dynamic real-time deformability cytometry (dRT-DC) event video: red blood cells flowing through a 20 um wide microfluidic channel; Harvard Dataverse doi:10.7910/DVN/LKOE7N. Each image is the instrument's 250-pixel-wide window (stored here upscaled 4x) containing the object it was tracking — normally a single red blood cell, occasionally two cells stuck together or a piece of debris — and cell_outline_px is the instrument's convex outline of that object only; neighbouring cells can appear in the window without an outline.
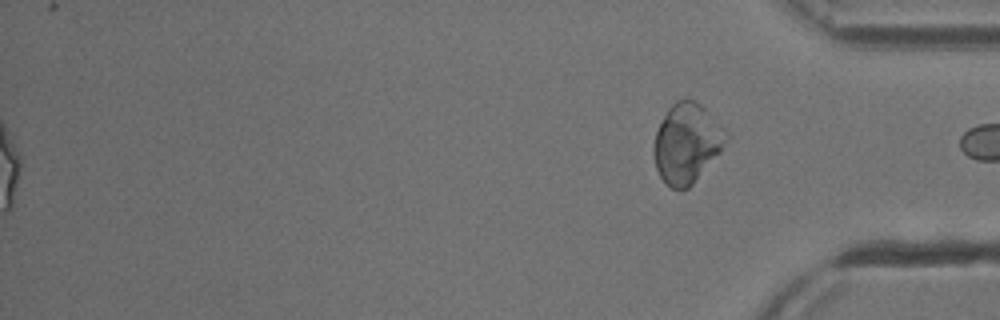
{"species": "common noctule bat (a hibernating species)", "species_latin": "Nyctalus noctula", "temperature_condition": "cold", "stored_images_in_passage": 55, "segment_of_instrument_passage": [2, 2], "camera_frame_rate_fps": 3000, "um_per_image_px": 0.085, "animal": {"sex": "male", "body_mass_g": 13.3}, "frame": {"image": 1, "passage_image": 55, "time_ms": 18.0, "image_size_px": [1000, 320], "cell_outline_px": [[728, 140], [720, 152], [692, 184], [688, 188], [672, 188], [660, 176], [656, 168], [652, 152], [652, 144], [656, 132], [668, 108], [676, 100], [692, 100], [700, 104], [724, 128], [728, 136]], "centroid_in_image_um": [58.36, 12.17], "position_along_channel_um": 376.8, "area_um2": 33.12}}